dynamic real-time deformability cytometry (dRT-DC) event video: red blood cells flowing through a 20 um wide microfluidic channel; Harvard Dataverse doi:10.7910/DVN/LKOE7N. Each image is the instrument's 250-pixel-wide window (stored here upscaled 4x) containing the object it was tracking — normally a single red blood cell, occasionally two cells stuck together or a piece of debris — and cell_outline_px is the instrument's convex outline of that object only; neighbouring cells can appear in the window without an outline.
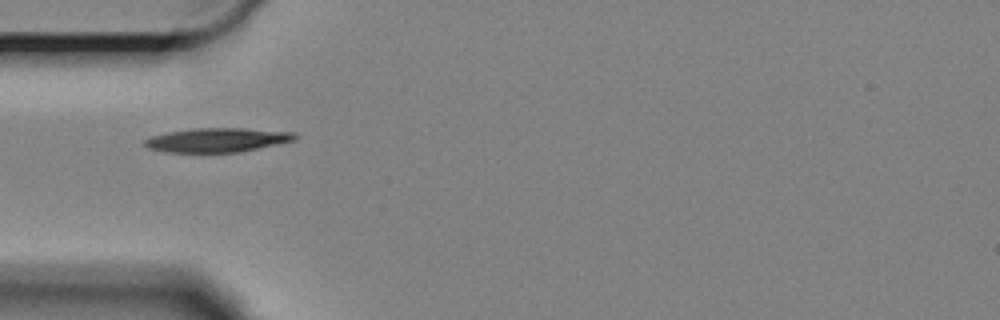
{"species": "Egyptian fruit bat (a non-hibernating species)", "species_latin": "Rousettus aegyptiacus", "temperature_condition": "cold", "stored_images_in_passage": 34, "camera_frame_rate_fps": 3000, "um_per_image_px": 0.085, "animal": {"sex": "female"}, "frame": {"image": 1, "passage_image": 1, "time_ms": 0.0, "image_size_px": [1000, 320], "cell_outline_px": [[296, 140], [240, 152], [168, 152], [148, 148], [144, 144], [144, 140], [152, 136], [168, 132], [192, 128], [244, 128], [292, 132], [296, 136]], "centroid_in_image_um": [18.46, 11.9], "position_along_channel_um": 66.5, "area_um2": 20.98}}
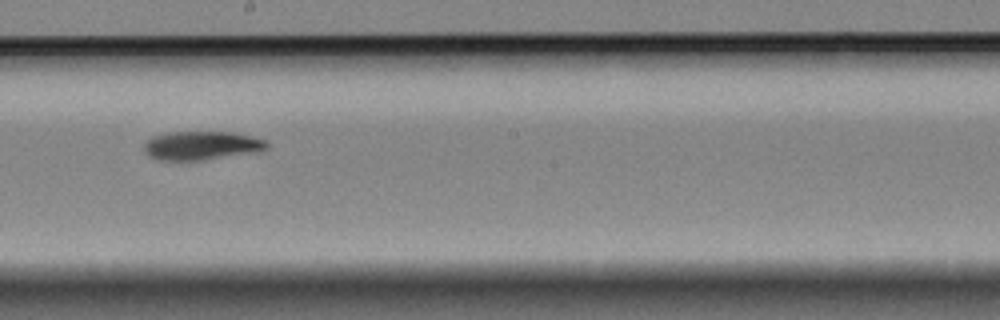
{"frame": {"image": 2, "passage_image": 16, "time_ms": 5.0, "image_size_px": [1000, 320], "cell_outline_px": [[268, 148], [260, 152], [200, 160], [156, 160], [148, 156], [144, 152], [144, 144], [152, 136], [168, 132], [232, 132], [252, 136], [268, 140]], "centroid_in_image_um": [17.16, 12.37], "position_along_channel_um": 231.0, "area_um2": 20.81}}
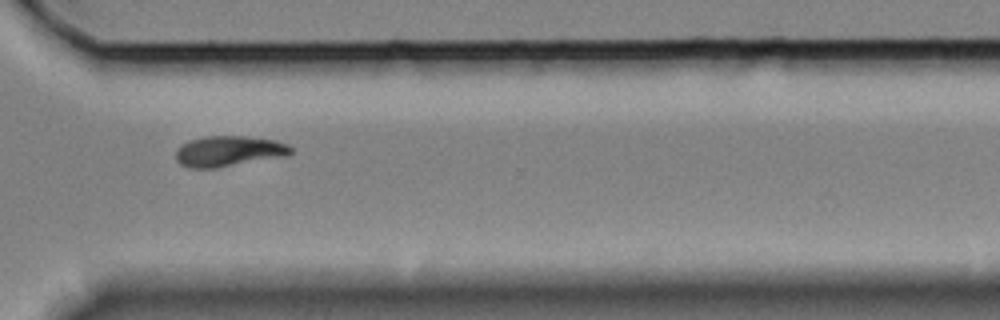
{"frame": {"image": 3, "passage_image": 27, "time_ms": 8.667, "image_size_px": [1000, 320], "cell_outline_px": [[292, 152], [288, 156], [216, 168], [188, 168], [180, 164], [176, 160], [176, 148], [180, 144], [188, 140], [204, 136], [244, 136], [276, 140], [288, 144], [292, 148]], "centroid_in_image_um": [19.43, 12.85], "position_along_channel_um": 351.2, "area_um2": 20.87}, "authors_computed_cell_mechanics": {"area_um2": 20.7502, "velocity_mm_per_s": 3.2735, "shape_relaxation_time_tau1_ms": 4.9844, "shape_relaxation_time_tau2_ms": null, "deformation_change_tau1": 0.1416, "deformation_change_tau2": null}}